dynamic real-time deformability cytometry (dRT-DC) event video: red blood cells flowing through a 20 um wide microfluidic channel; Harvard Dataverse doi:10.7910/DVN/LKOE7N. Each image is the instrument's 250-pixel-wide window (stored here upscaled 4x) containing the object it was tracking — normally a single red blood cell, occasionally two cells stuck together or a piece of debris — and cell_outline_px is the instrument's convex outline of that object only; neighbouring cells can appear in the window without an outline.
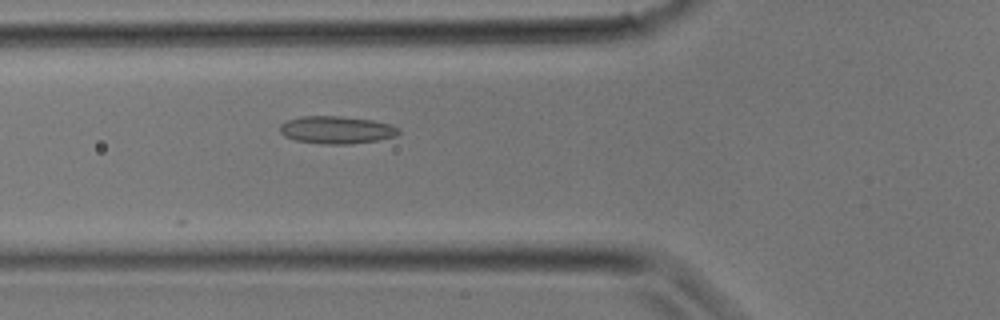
{"species": "common noctule bat (a hibernating species)", "species_latin": "Nyctalus noctula", "temperature_condition": "room temperature", "stored_images_in_passage": 16, "camera_frame_rate_fps": 3000, "um_per_image_px": 0.085, "animal": {"sex": "male", "body_mass_g": 17.9}, "frame": {"image": 1, "passage_image": 11, "time_ms": 3.333, "image_size_px": [1000, 320], "cell_outline_px": [[400, 132], [396, 136], [376, 140], [352, 144], [328, 144], [296, 140], [284, 136], [280, 132], [280, 124], [288, 120], [300, 116], [340, 116], [372, 120], [392, 124], [400, 128]], "centroid_in_image_um": [28.63, 11.03], "position_along_channel_um": 97.2, "area_um2": 19.07}}